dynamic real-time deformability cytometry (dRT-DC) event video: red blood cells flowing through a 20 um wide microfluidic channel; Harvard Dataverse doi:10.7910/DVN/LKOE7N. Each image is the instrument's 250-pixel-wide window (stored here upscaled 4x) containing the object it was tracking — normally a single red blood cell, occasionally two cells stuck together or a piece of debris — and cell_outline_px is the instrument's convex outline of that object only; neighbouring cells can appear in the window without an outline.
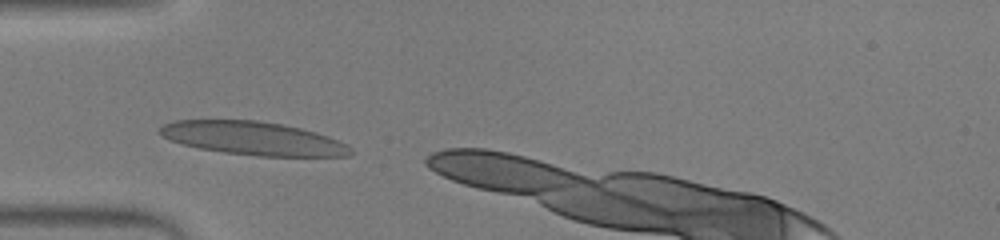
{"species": "human", "species_latin": "Homo sapiens", "temperature_condition": "warm", "stored_images_in_passage": 9, "camera_frame_rate_fps": 3000, "um_per_image_px": 0.085, "donor": {"sex": "male"}, "frame": {"image": 1, "passage_image": 2, "time_ms": 0.333, "image_size_px": [1000, 240], "cell_outline_px": [[356, 152], [352, 156], [260, 156], [224, 152], [200, 148], [184, 144], [160, 136], [156, 132], [160, 124], [172, 120], [256, 120], [280, 124], [300, 128], [316, 132], [328, 136], [348, 144]], "centroid_in_image_um": [21.51, 11.75], "position_along_channel_um": 63.5, "area_um2": 37.34}}
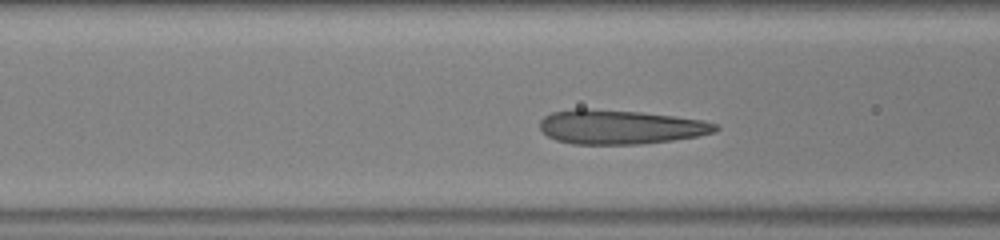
{"frame": {"image": 2, "passage_image": 6, "time_ms": 1.667, "image_size_px": [1000, 240], "cell_outline_px": [[720, 128], [716, 132], [696, 136], [672, 140], [640, 144], [572, 144], [556, 140], [548, 136], [540, 128], [540, 120], [544, 116], [552, 112], [576, 108], [588, 108], [640, 112], [676, 116], [704, 120], [720, 124]], "centroid_in_image_um": [52.74, 10.78], "position_along_channel_um": 113.9, "area_um2": 35.26}}